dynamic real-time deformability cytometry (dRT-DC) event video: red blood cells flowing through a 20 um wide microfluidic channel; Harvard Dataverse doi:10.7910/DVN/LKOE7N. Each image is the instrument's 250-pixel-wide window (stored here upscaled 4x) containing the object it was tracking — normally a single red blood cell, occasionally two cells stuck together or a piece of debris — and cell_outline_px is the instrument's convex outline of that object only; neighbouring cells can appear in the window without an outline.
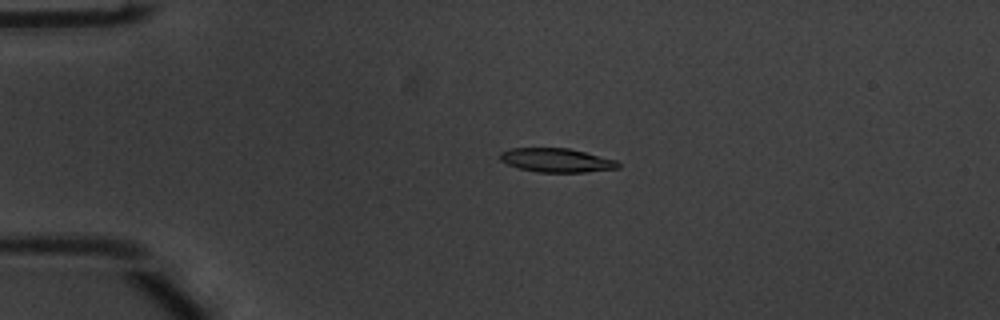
{"species": "common noctule bat (a hibernating species)", "species_latin": "Nyctalus noctula", "temperature_condition": "warm", "stored_images_in_passage": 31, "camera_frame_rate_fps": 3000, "um_per_image_px": 0.085, "animal": {"sex": "male", "body_mass_g": 20.1, "forearm_length_mm": 53.5}, "frame": {"image": 1, "passage_image": 5, "time_ms": 1.333, "image_size_px": [1000, 320], "cell_outline_px": [[620, 168], [584, 172], [540, 172], [520, 168], [508, 164], [500, 160], [500, 152], [508, 148], [568, 148], [616, 160], [620, 164]], "centroid_in_image_um": [47.29, 13.61], "position_along_channel_um": 37.7, "area_um2": 16.3}}
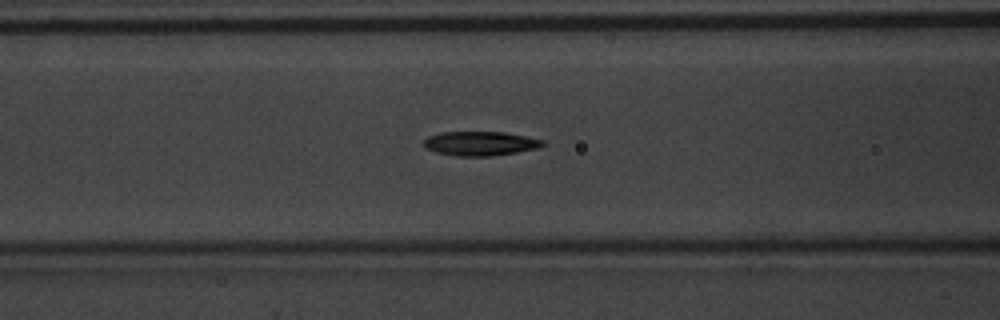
{"frame": {"image": 2, "passage_image": 15, "time_ms": 4.667, "image_size_px": [1000, 320], "cell_outline_px": [[548, 144], [540, 148], [492, 156], [456, 156], [436, 152], [424, 148], [424, 140], [428, 136], [440, 132], [504, 132], [544, 140]], "centroid_in_image_um": [40.84, 12.2], "position_along_channel_um": 125.8, "area_um2": 16.94}}
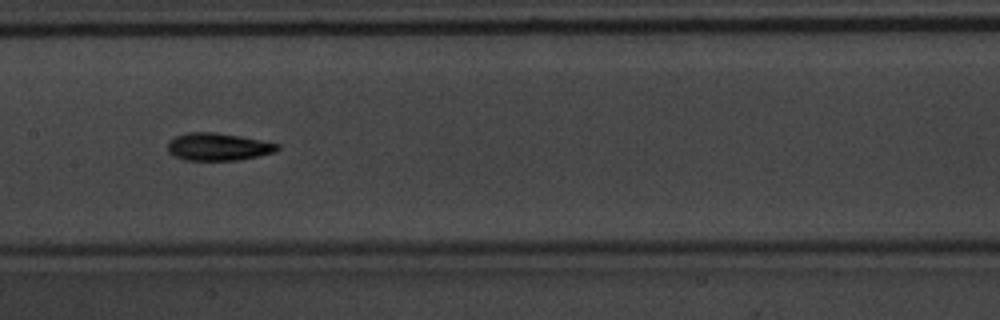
{"frame": {"image": 3, "passage_image": 20, "time_ms": 6.333, "image_size_px": [1000, 320], "cell_outline_px": [[280, 148], [276, 152], [236, 160], [184, 160], [168, 152], [168, 140], [176, 136], [188, 132], [216, 132], [240, 136], [280, 144]], "centroid_in_image_um": [18.53, 12.47], "position_along_channel_um": 188.9, "area_um2": 17.57}}